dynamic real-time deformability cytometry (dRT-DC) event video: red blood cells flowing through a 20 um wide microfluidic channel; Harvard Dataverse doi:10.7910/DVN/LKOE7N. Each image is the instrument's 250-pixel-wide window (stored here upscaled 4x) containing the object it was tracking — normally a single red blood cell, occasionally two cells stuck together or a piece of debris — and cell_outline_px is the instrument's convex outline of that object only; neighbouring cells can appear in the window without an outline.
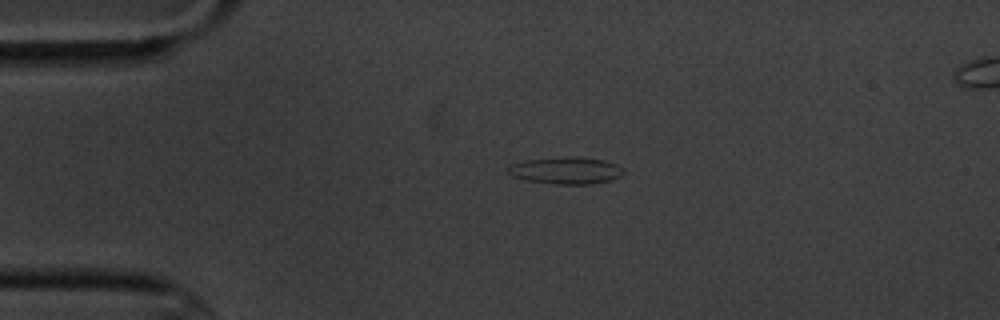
{"species": "common noctule bat (a hibernating species)", "species_latin": "Nyctalus noctula", "temperature_condition": "cold", "stored_images_in_passage": 2, "camera_frame_rate_fps": 3000, "um_per_image_px": 0.085, "animal": {"sex": "male", "body_mass_g": 20.1, "forearm_length_mm": 53.5}, "frame": {"image": 1, "passage_image": 1, "time_ms": 0.0, "image_size_px": [1000, 320], "cell_outline_px": [[624, 172], [620, 176], [608, 180], [592, 184], [556, 184], [524, 180], [512, 176], [508, 172], [508, 168], [512, 164], [524, 160], [564, 156], [576, 156], [604, 160], [616, 164], [624, 168]], "centroid_in_image_um": [48.1, 14.48], "position_along_channel_um": 36.9, "area_um2": 18.26}}